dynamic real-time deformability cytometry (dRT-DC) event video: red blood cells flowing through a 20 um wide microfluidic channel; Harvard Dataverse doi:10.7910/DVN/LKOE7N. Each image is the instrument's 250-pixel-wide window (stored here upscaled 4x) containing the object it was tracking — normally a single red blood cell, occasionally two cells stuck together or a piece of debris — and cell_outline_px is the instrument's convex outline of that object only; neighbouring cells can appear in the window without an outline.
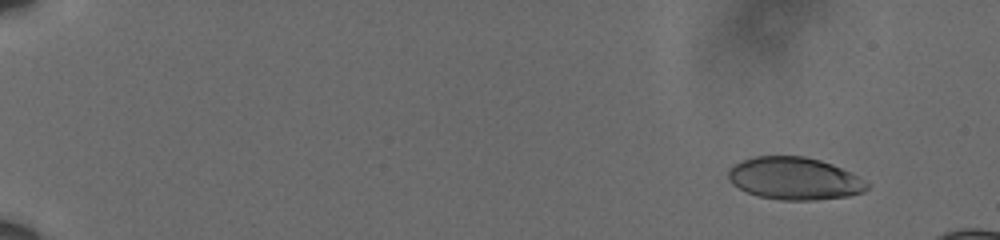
{"species": "human", "species_latin": "Homo sapiens", "temperature_condition": "cold", "stored_images_in_passage": 55, "camera_frame_rate_fps": 3000, "um_per_image_px": 0.085, "donor": {"sex": "male"}, "frame": {"image": 1, "passage_image": 1, "time_ms": 0.0, "image_size_px": [1000, 240], "cell_outline_px": [[868, 188], [864, 192], [848, 196], [816, 200], [780, 200], [760, 196], [748, 192], [732, 184], [728, 180], [728, 168], [744, 160], [756, 156], [804, 156], [820, 160], [832, 164], [852, 172], [868, 184]], "centroid_in_image_um": [67.54, 15.17], "position_along_channel_um": 17.5, "area_um2": 34.22}}
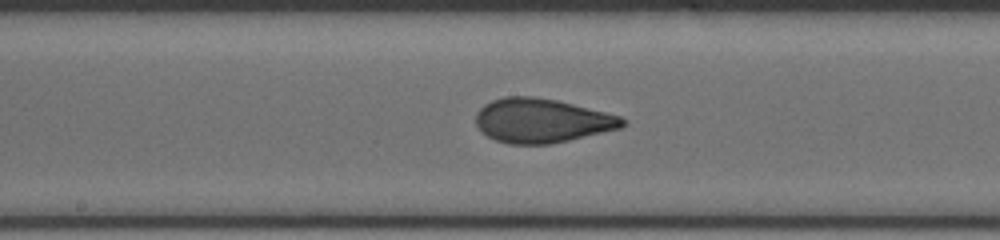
{"frame": {"image": 2, "passage_image": 30, "time_ms": 9.667, "image_size_px": [1000, 240], "cell_outline_px": [[628, 124], [620, 128], [568, 140], [548, 144], [508, 144], [496, 140], [480, 132], [476, 124], [476, 112], [484, 104], [492, 100], [504, 96], [532, 96], [556, 100], [620, 116], [628, 120]], "centroid_in_image_um": [46.02, 10.25], "position_along_channel_um": 202.2, "area_um2": 37.69}}
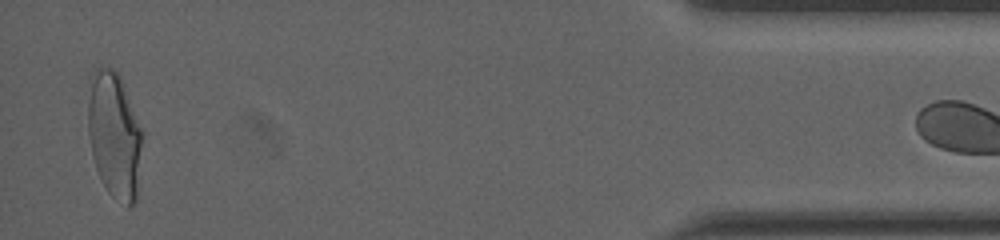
{"frame": {"image": 3, "passage_image": 54, "time_ms": 17.667, "image_size_px": [1000, 240], "cell_outline_px": [[144, 136], [136, 200], [132, 208], [128, 208], [112, 196], [108, 192], [96, 168], [92, 156], [88, 132], [88, 104], [92, 84], [96, 68], [100, 64], [112, 68], [120, 76], [124, 84], [144, 132]], "centroid_in_image_um": [9.77, 11.53], "position_along_channel_um": 425.4, "area_um2": 40.4}}